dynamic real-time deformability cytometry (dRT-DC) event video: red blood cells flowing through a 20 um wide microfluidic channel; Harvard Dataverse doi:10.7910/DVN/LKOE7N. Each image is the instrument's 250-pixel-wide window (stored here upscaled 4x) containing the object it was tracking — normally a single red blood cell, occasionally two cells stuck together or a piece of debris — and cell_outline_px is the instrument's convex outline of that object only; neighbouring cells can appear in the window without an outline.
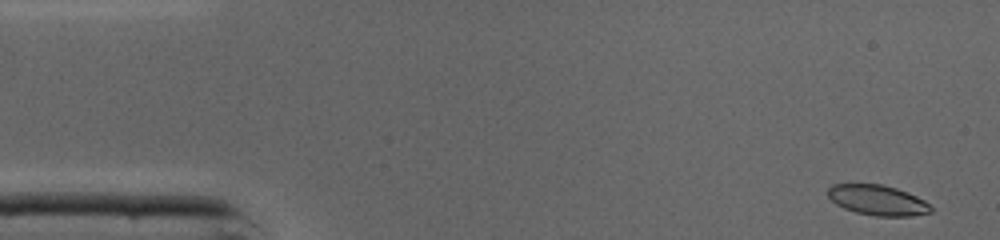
{"species": "common noctule bat (a hibernating species)", "species_latin": "Nyctalus noctula", "temperature_condition": "cold", "stored_images_in_passage": 45, "camera_frame_rate_fps": 3000, "um_per_image_px": 0.085, "animal": {"sex": "male", "body_mass_g": 19.0, "forearm_length_mm": 50.8}, "frame": {"image": 1, "passage_image": 1, "time_ms": 0.0, "image_size_px": [1000, 240], "cell_outline_px": [[932, 212], [912, 216], [876, 216], [856, 212], [844, 208], [836, 204], [828, 196], [828, 188], [832, 184], [884, 184], [908, 192], [924, 200], [932, 208]], "centroid_in_image_um": [74.6, 17.01], "position_along_channel_um": 10.4, "area_um2": 18.15}}
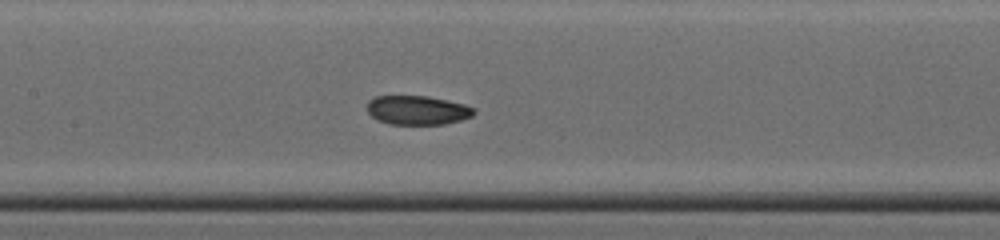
{"frame": {"image": 2, "passage_image": 20, "time_ms": 6.333, "image_size_px": [1000, 240], "cell_outline_px": [[476, 112], [472, 116], [460, 120], [444, 124], [388, 124], [372, 116], [368, 112], [368, 100], [376, 96], [428, 96], [464, 104], [476, 108]], "centroid_in_image_um": [35.51, 9.36], "position_along_channel_um": 171.9, "area_um2": 18.03}}
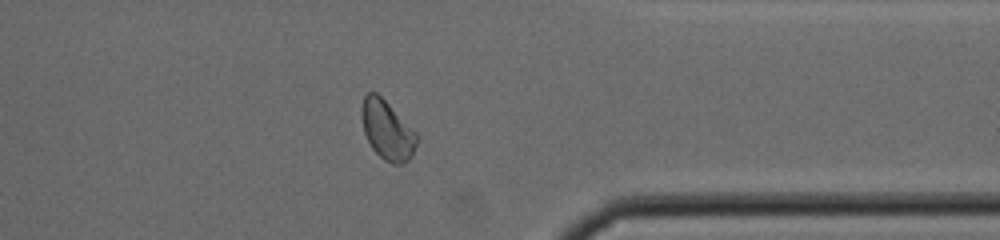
{"frame": {"image": 3, "passage_image": 35, "time_ms": 11.333, "image_size_px": [1000, 240], "cell_outline_px": [[420, 136], [412, 156], [404, 164], [392, 164], [384, 160], [372, 148], [364, 132], [360, 116], [360, 108], [364, 96], [368, 92], [376, 92]], "centroid_in_image_um": [32.91, 11.08], "position_along_channel_um": 378.5, "area_um2": 19.07}, "authors_computed_cell_mechanics": {"area_um2": 19.074, "velocity_mm_per_s": 4.3348, "shape_relaxation_time_tau1_ms": 8.4257, "shape_relaxation_time_tau2_ms": 1.8759, "deformation_change_tau1": 0.1665, "deformation_change_tau2": 0.0591}}